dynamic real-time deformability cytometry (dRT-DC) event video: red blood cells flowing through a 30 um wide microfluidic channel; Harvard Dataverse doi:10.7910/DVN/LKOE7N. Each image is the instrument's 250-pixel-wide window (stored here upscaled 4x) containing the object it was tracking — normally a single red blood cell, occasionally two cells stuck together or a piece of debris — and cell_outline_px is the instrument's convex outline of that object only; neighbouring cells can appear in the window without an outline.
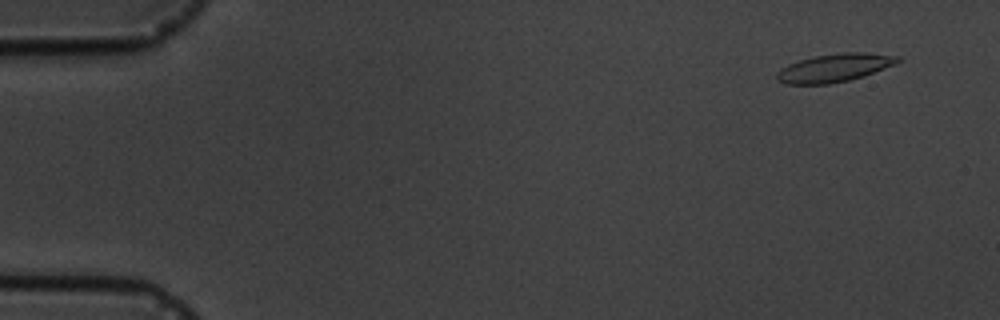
{"species": "common noctule bat (a hibernating species)", "species_latin": "Nyctalus noctula", "temperature_condition": "cold", "stored_images_in_passage": 4, "camera_frame_rate_fps": 3000, "um_per_image_px": 0.085, "animal": {"sex": "male", "body_mass_g": 19.5, "forearm_length_mm": 54.6}, "frame": {"image": 1, "passage_image": 1, "time_ms": 0.0, "image_size_px": [1000, 320], "cell_outline_px": [[904, 60], [896, 64], [864, 76], [848, 80], [828, 84], [784, 84], [776, 80], [776, 72], [780, 68], [788, 64], [800, 60], [816, 56], [840, 52], [864, 52], [900, 56]], "centroid_in_image_um": [70.94, 5.76], "position_along_channel_um": 14.1, "area_um2": 20.06}}
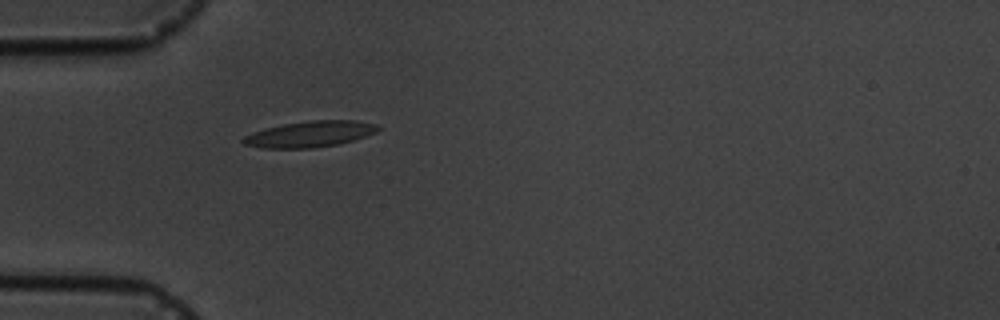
{"frame": {"image": 2, "passage_image": 4, "time_ms": 4.333, "image_size_px": [1000, 320], "cell_outline_px": [[380, 128], [376, 132], [340, 144], [312, 148], [264, 148], [244, 144], [240, 140], [244, 136], [252, 132], [264, 128], [284, 124], [312, 120], [356, 120], [376, 124]], "centroid_in_image_um": [26.32, 11.39], "position_along_channel_um": 58.7, "area_um2": 20.4}}